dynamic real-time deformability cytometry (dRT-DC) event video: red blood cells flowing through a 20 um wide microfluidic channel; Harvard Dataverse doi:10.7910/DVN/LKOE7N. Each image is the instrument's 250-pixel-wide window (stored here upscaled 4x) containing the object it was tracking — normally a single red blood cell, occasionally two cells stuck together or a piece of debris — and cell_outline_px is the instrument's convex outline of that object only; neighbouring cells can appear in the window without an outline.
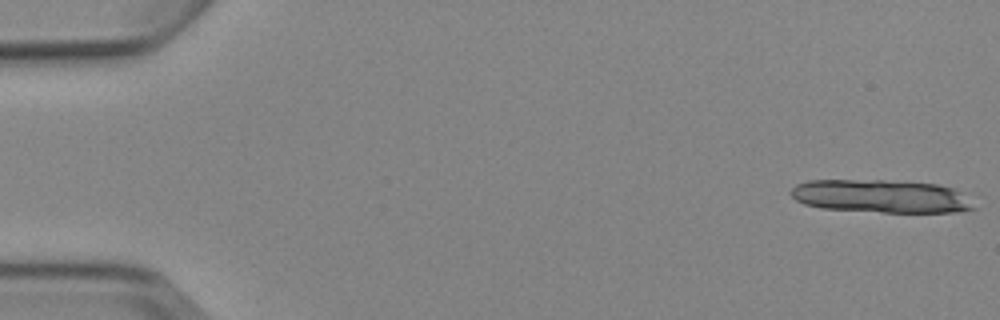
{"species": "Egyptian fruit bat (a non-hibernating species)", "species_latin": "Rousettus aegyptiacus", "temperature_condition": "cold", "stored_images_in_passage": 5, "camera_frame_rate_fps": 3000, "um_per_image_px": 0.085, "animal": {"sex": "female"}, "frame": {"image": 1, "passage_image": 1, "time_ms": 0.0, "image_size_px": [1000, 320], "cell_outline_px": [[976, 208], [960, 212], [880, 212], [820, 208], [804, 204], [796, 200], [788, 192], [796, 184], [808, 180], [884, 180], [936, 184], [956, 188]], "centroid_in_image_um": [74.84, 16.68], "position_along_channel_um": 10.2, "area_um2": 35.32}}